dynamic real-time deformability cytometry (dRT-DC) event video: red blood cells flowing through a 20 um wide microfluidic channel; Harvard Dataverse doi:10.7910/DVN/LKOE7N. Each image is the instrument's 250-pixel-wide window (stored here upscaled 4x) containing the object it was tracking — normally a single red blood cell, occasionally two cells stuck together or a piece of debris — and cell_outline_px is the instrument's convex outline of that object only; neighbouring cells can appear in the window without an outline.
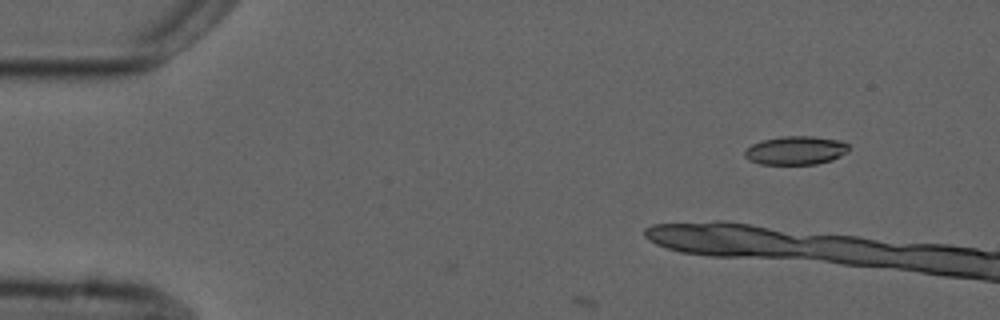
{"species": "common noctule bat (a hibernating species)", "species_latin": "Nyctalus noctula", "temperature_condition": "cold", "stored_images_in_passage": 3, "camera_frame_rate_fps": 3000, "um_per_image_px": 0.085, "animal": {"sex": "male", "forearm_length_mm": 52.5}, "frame": {"image": 1, "passage_image": 1, "time_ms": 0.0, "image_size_px": [1000, 320], "cell_outline_px": [[848, 152], [832, 160], [816, 164], [760, 164], [748, 160], [744, 156], [744, 152], [752, 144], [764, 140], [784, 136], [812, 136], [840, 140], [848, 144]], "centroid_in_image_um": [67.65, 12.79], "position_along_channel_um": 17.4, "area_um2": 17.28}}